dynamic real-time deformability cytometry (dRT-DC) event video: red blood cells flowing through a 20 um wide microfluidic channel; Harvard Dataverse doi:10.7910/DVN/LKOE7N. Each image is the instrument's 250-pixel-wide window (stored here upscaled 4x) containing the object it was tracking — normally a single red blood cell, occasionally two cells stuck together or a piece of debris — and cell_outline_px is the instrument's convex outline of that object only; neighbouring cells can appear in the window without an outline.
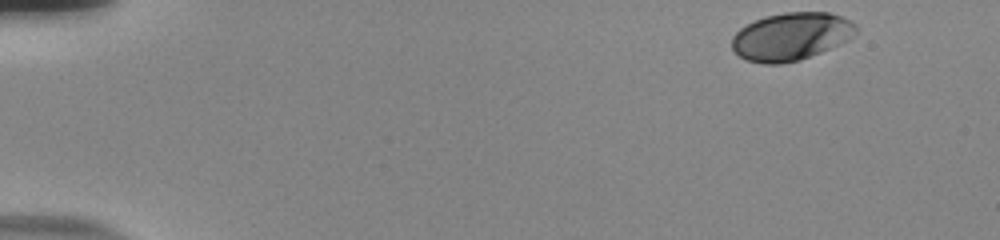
{"species": "human", "species_latin": "Homo sapiens", "temperature_condition": "room temperature", "stored_images_in_passage": 52, "camera_frame_rate_fps": 3000, "um_per_image_px": 0.085, "donor": {"sex": "male"}, "frame": {"image": 1, "passage_image": 1, "time_ms": 0.0, "image_size_px": [1000, 240], "cell_outline_px": [[860, 28], [848, 40], [820, 52], [800, 60], [780, 64], [764, 64], [744, 60], [732, 48], [732, 36], [740, 28], [764, 16], [784, 12], [828, 12], [852, 20]], "centroid_in_image_um": [67.25, 3.1], "position_along_channel_um": 17.7, "area_um2": 34.68}}
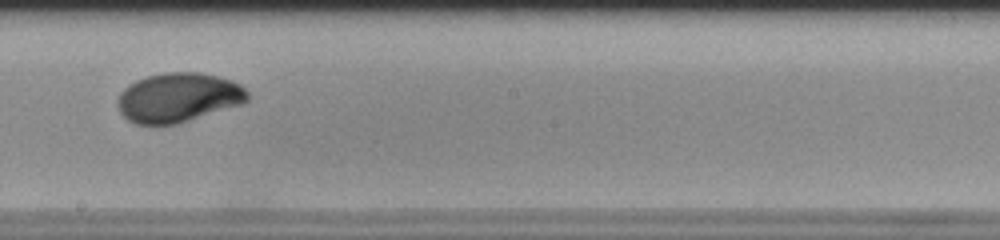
{"frame": {"image": 2, "passage_image": 29, "time_ms": 9.333, "image_size_px": [1000, 240], "cell_outline_px": [[248, 100], [244, 104], [176, 124], [136, 124], [128, 120], [120, 112], [116, 104], [116, 100], [120, 92], [128, 84], [136, 80], [148, 76], [164, 72], [200, 72], [220, 76], [232, 80], [240, 84], [248, 92]], "centroid_in_image_um": [15.16, 8.28], "position_along_channel_um": 233.0, "area_um2": 37.74}}
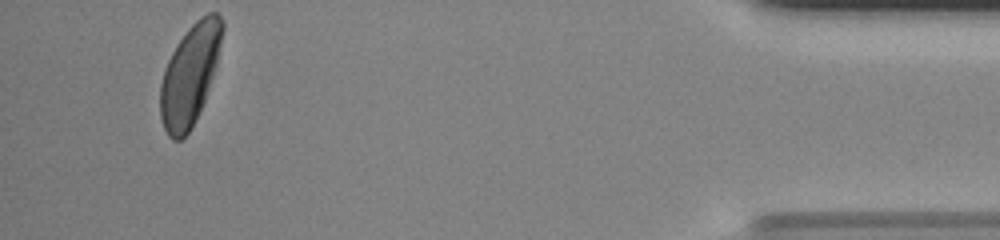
{"frame": {"image": 3, "passage_image": 49, "time_ms": 16.0, "image_size_px": [1000, 240], "cell_outline_px": [[224, 28], [216, 64], [204, 100], [192, 128], [180, 140], [172, 140], [168, 136], [164, 128], [160, 116], [160, 84], [168, 60], [176, 44], [188, 28], [200, 16], [208, 12], [216, 12], [220, 16], [224, 24]], "centroid_in_image_um": [16.13, 6.34], "position_along_channel_um": 419.1, "area_um2": 36.01}, "authors_computed_cell_mechanics": {"area_um2": 36.3851, "velocity_mm_per_s": 3.7113, "shape_relaxation_time_tau1_ms": 3.2642, "shape_relaxation_time_tau2_ms": null, "deformation_change_tau1": 0.1511, "deformation_change_tau2": null}}